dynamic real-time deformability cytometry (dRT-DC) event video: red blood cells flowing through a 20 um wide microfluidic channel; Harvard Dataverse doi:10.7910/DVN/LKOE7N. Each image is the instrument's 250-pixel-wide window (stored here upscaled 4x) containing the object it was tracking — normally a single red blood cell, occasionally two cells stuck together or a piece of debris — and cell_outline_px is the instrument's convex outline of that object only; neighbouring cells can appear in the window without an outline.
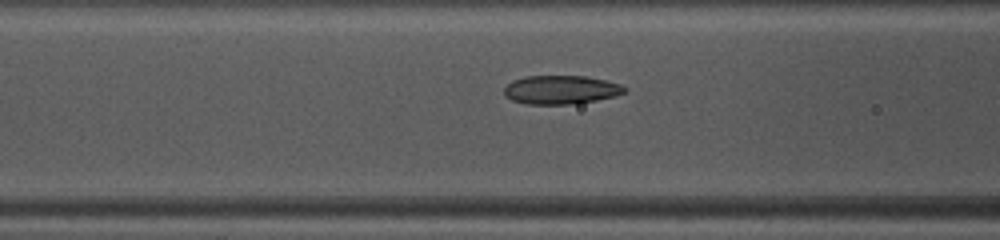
{"species": "common noctule bat (a hibernating species)", "species_latin": "Nyctalus noctula", "temperature_condition": "warm", "stored_images_in_passage": 46, "camera_frame_rate_fps": 3000, "um_per_image_px": 0.085, "animal": {"sex": "female", "body_mass_g": 10.0, "forearm_length_mm": 53.1}, "frame": {"image": 1, "passage_image": 16, "time_ms": 5.0, "image_size_px": [1000, 240], "cell_outline_px": [[628, 92], [616, 96], [576, 104], [524, 104], [512, 100], [504, 92], [504, 88], [512, 80], [524, 76], [584, 76], [604, 80], [620, 84], [628, 88]], "centroid_in_image_um": [47.71, 7.63], "position_along_channel_um": 118.9, "area_um2": 20.23}}
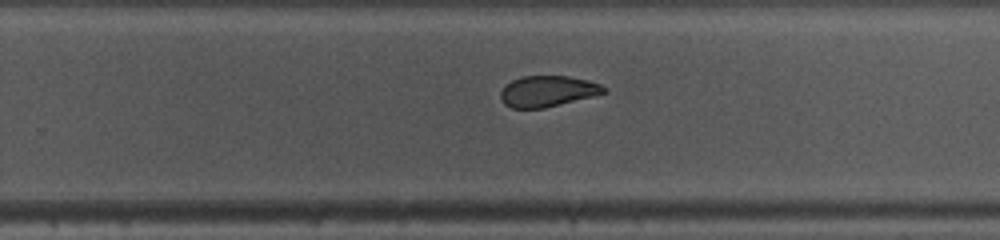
{"frame": {"image": 2, "passage_image": 28, "time_ms": 9.0, "image_size_px": [1000, 240], "cell_outline_px": [[608, 88], [604, 92], [592, 96], [544, 108], [512, 108], [504, 104], [500, 96], [500, 92], [512, 80], [524, 76], [568, 76], [588, 80], [600, 84]], "centroid_in_image_um": [46.54, 7.75], "position_along_channel_um": 283.3, "area_um2": 18.38}}
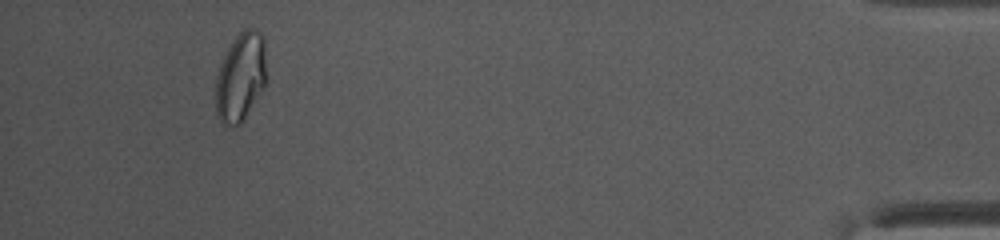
{"frame": {"image": 3, "passage_image": 43, "time_ms": 14.0, "image_size_px": [1000, 240], "cell_outline_px": [[268, 80], [244, 120], [240, 124], [224, 124], [216, 116], [216, 76], [220, 64], [228, 48], [236, 36], [244, 28], [256, 28], [260, 32], [264, 40]], "centroid_in_image_um": [20.48, 6.52], "position_along_channel_um": 414.7, "area_um2": 26.53}, "authors_computed_cell_mechanics": {"area_um2": 21.097, "velocity_mm_per_s": 4.1119, "shape_relaxation_time_tau1_ms": null, "shape_relaxation_time_tau2_ms": 1.536, "deformation_change_tau1": null, "deformation_change_tau2": 0.0625}}